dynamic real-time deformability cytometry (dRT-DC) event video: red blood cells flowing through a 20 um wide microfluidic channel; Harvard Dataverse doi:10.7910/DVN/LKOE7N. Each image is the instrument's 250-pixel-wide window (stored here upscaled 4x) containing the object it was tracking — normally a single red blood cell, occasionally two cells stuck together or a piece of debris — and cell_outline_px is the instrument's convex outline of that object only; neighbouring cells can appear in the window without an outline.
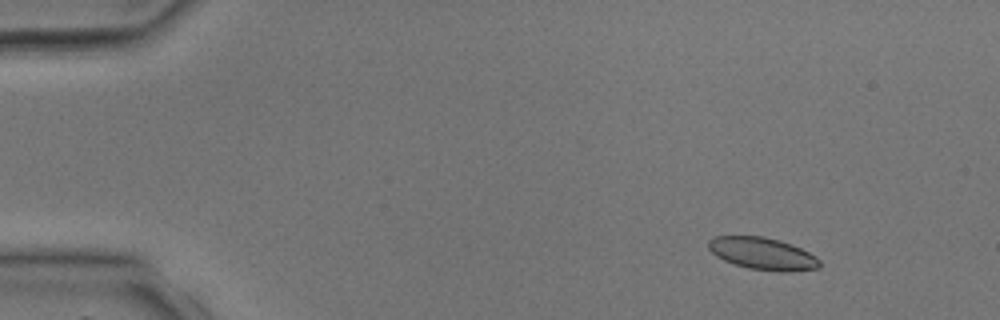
{"species": "common noctule bat (a hibernating species)", "species_latin": "Nyctalus noctula", "temperature_condition": "room temperature", "stored_images_in_passage": 4, "camera_frame_rate_fps": 3000, "um_per_image_px": 0.085, "animal": {"sex": "male", "body_mass_g": 17.9, "forearm_length_mm": 54.2}, "frame": {"image": 1, "passage_image": 2, "time_ms": 1.0, "image_size_px": [1000, 320], "cell_outline_px": [[820, 268], [788, 272], [780, 272], [748, 268], [724, 260], [716, 256], [708, 248], [708, 240], [712, 236], [764, 236], [780, 240], [800, 248], [816, 256], [820, 260]], "centroid_in_image_um": [64.82, 21.55], "position_along_channel_um": 20.2, "area_um2": 20.92}}
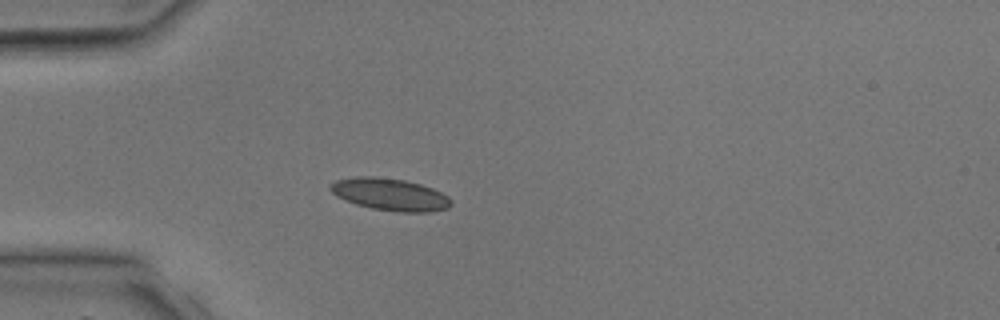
{"frame": {"image": 2, "passage_image": 4, "time_ms": 3.333, "image_size_px": [1000, 320], "cell_outline_px": [[452, 204], [448, 208], [432, 212], [400, 212], [372, 208], [356, 204], [336, 196], [328, 188], [328, 184], [336, 180], [356, 176], [376, 176], [404, 180], [420, 184], [432, 188], [448, 196], [452, 200]], "centroid_in_image_um": [33.14, 16.52], "position_along_channel_um": 51.9, "area_um2": 22.77}}